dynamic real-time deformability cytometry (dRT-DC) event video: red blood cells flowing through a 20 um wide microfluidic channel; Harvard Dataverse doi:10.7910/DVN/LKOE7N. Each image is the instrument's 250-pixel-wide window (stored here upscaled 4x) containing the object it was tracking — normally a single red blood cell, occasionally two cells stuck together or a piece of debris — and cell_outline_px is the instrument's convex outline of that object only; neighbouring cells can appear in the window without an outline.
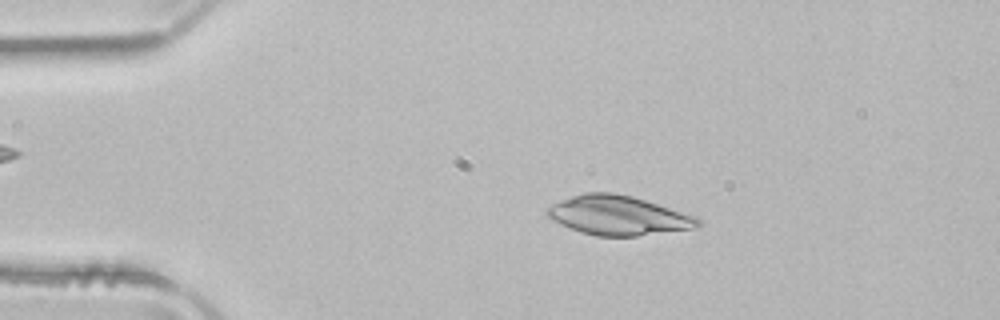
{"species": "common noctule bat (a hibernating species)", "species_latin": "Nyctalus noctula", "temperature_condition": "room temperature", "stored_images_in_passage": 42, "camera_frame_rate_fps": 3000, "um_per_image_px": 0.085, "animal": {"sex": "male", "body_mass_g": 21.5, "forearm_length_mm": 52.0}, "frame": {"image": 1, "passage_image": 10, "time_ms": 3.0, "image_size_px": [1000, 320], "cell_outline_px": [[700, 224], [692, 228], [636, 236], [596, 236], [580, 232], [560, 224], [552, 220], [544, 212], [552, 204], [560, 200], [584, 192], [612, 192], [632, 196], [696, 216], [700, 220]], "centroid_in_image_um": [52.5, 18.3], "position_along_channel_um": 32.5, "area_um2": 34.33}}
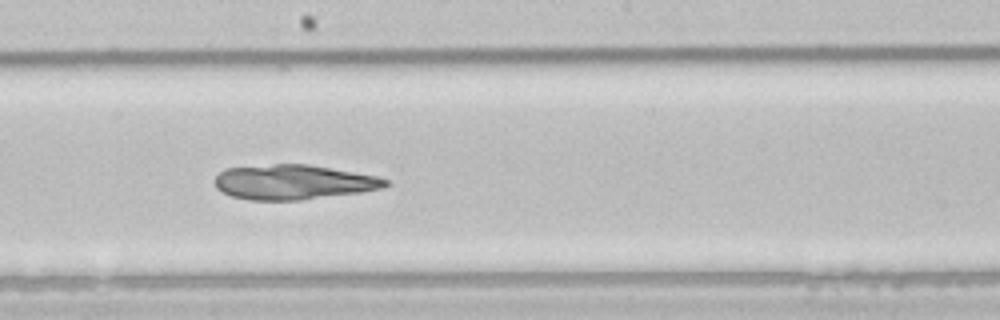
{"frame": {"image": 2, "passage_image": 28, "time_ms": 9.0, "image_size_px": [1000, 320], "cell_outline_px": [[388, 184], [380, 188], [360, 192], [300, 200], [248, 200], [232, 196], [216, 188], [216, 176], [224, 168], [272, 164], [308, 164], [376, 176], [388, 180]], "centroid_in_image_um": [24.9, 15.47], "position_along_channel_um": 223.3, "area_um2": 34.28}}
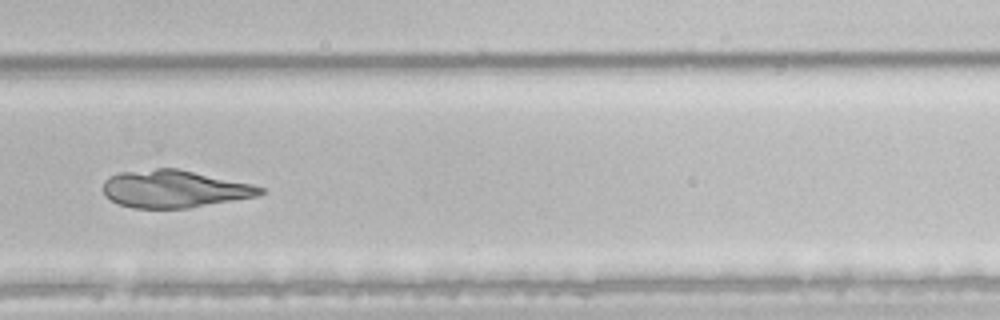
{"frame": {"image": 3, "passage_image": 35, "time_ms": 11.333, "image_size_px": [1000, 320], "cell_outline_px": [[264, 192], [256, 196], [188, 208], [132, 208], [120, 204], [112, 200], [104, 192], [104, 180], [108, 176], [120, 172], [156, 168], [176, 168], [252, 184], [264, 188]], "centroid_in_image_um": [14.8, 16.05], "position_along_channel_um": 315.0, "area_um2": 33.99}}